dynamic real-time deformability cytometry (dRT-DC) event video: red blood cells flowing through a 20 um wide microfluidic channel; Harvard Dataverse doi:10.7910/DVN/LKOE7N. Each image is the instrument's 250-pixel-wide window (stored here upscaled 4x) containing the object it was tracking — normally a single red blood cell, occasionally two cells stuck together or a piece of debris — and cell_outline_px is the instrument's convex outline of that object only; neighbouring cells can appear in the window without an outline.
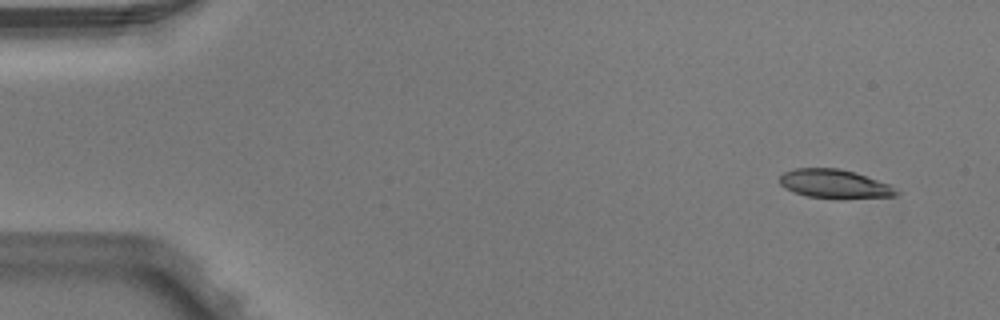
{"species": "Egyptian fruit bat (a non-hibernating species)", "species_latin": "Rousettus aegyptiacus", "temperature_condition": "warm", "stored_images_in_passage": 4, "camera_frame_rate_fps": 3000, "um_per_image_px": 0.085, "animal": {"sex": "male"}, "frame": {"image": 1, "passage_image": 1, "time_ms": 0.0, "image_size_px": [1000, 320], "cell_outline_px": [[900, 192], [896, 196], [844, 200], [836, 200], [808, 196], [792, 192], [784, 188], [780, 184], [780, 176], [784, 172], [792, 168], [840, 168], [856, 172], [892, 184]], "centroid_in_image_um": [71.0, 15.65], "position_along_channel_um": 14.0, "area_um2": 20.46}}
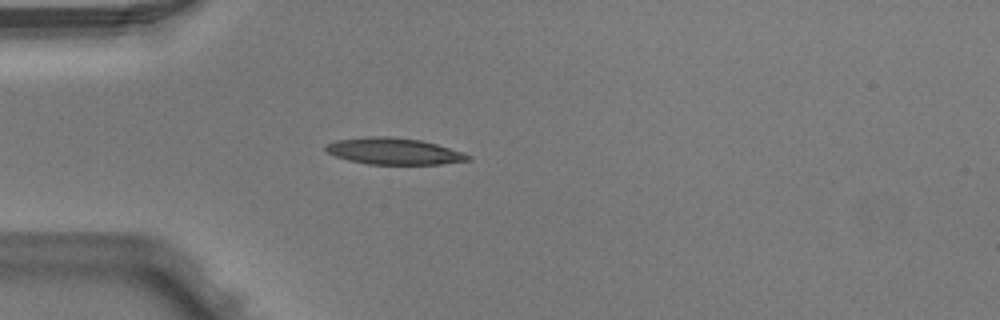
{"frame": {"image": 2, "passage_image": 4, "time_ms": 1.0, "image_size_px": [1000, 320], "cell_outline_px": [[472, 160], [440, 164], [368, 164], [348, 160], [336, 156], [328, 152], [324, 148], [324, 144], [336, 140], [368, 136], [392, 136], [420, 140], [436, 144], [464, 152], [472, 156]], "centroid_in_image_um": [33.48, 12.85], "position_along_channel_um": 51.5, "area_um2": 22.14}}